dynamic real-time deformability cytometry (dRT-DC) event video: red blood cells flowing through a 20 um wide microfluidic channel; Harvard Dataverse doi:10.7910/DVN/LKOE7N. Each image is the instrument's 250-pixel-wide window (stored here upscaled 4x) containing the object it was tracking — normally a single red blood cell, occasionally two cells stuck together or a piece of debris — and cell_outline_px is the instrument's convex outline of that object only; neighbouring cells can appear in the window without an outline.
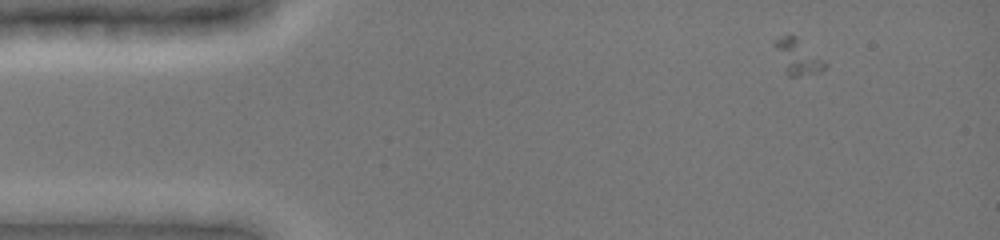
{"species": "common noctule bat (a hibernating species)", "species_latin": "Nyctalus noctula", "temperature_condition": "cold", "stored_images_in_passage": 24, "camera_frame_rate_fps": 3000, "um_per_image_px": 0.085, "animal": {"sex": "female", "body_mass_g": 19.0, "forearm_length_mm": 51.5}, "frame": {"image": 1, "passage_image": 3, "time_ms": 0.333, "image_size_px": [1000, 240], "cell_outline_px": [[828, 64], [820, 72], [796, 76], [788, 76], [784, 72], [772, 44], [772, 40], [784, 36], [796, 36]], "centroid_in_image_um": [67.75, 4.83], "position_along_channel_um": 17.2, "area_um2": 10.35}}